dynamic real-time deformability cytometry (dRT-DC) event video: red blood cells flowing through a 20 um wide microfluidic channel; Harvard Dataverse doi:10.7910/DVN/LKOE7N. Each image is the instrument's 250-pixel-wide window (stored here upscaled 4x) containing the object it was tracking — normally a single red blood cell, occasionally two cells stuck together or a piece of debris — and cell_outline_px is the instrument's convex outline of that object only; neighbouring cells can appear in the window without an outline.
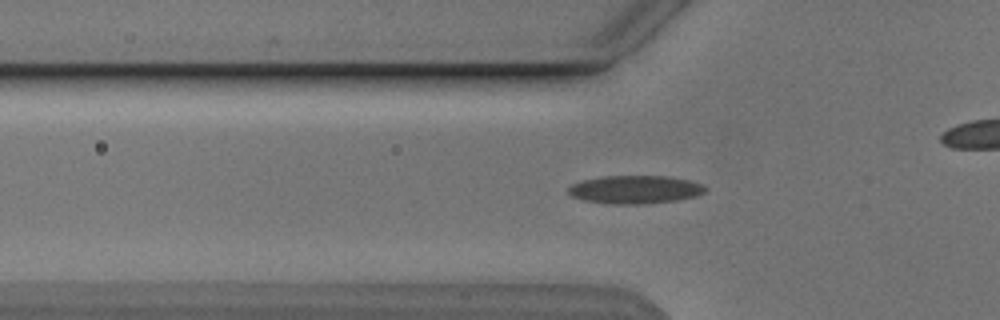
{"species": "Egyptian fruit bat (a non-hibernating species)", "species_latin": "Rousettus aegyptiacus", "temperature_condition": "cold", "stored_images_in_passage": 46, "camera_frame_rate_fps": 3000, "um_per_image_px": 0.085, "animal": {"sex": "male"}, "frame": {"image": 1, "passage_image": 17, "time_ms": 5.333, "image_size_px": [1000, 320], "cell_outline_px": [[708, 188], [704, 192], [696, 196], [676, 200], [644, 204], [604, 204], [584, 200], [572, 196], [568, 192], [568, 188], [572, 184], [580, 180], [600, 176], [668, 176], [688, 180], [704, 184]], "centroid_in_image_um": [53.97, 16.11], "position_along_channel_um": 71.8, "area_um2": 22.72}}
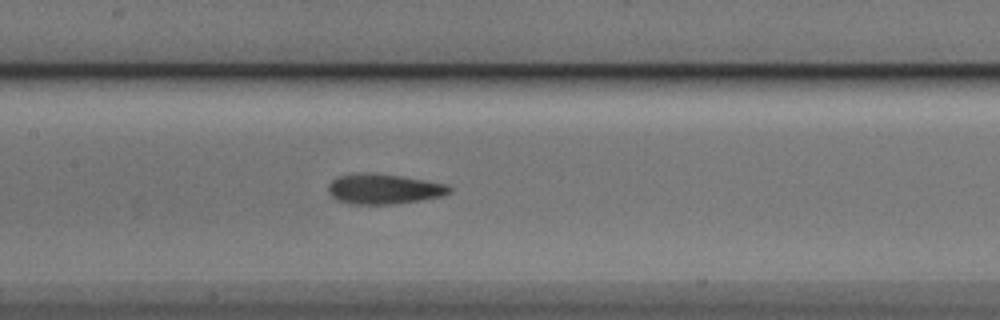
{"frame": {"image": 2, "passage_image": 25, "time_ms": 8.0, "image_size_px": [1000, 320], "cell_outline_px": [[452, 192], [444, 196], [424, 200], [392, 204], [348, 204], [336, 200], [328, 192], [328, 184], [336, 176], [360, 172], [368, 172], [404, 176], [448, 184], [452, 188]], "centroid_in_image_um": [32.64, 16.05], "position_along_channel_um": 174.8, "area_um2": 21.85}}
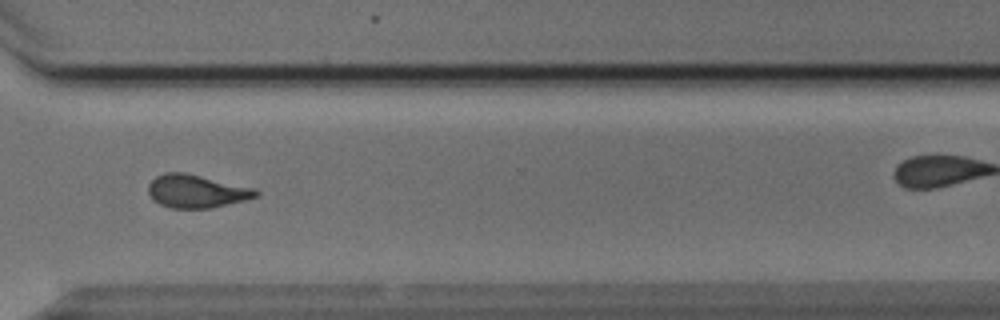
{"frame": {"image": 3, "passage_image": 39, "time_ms": 12.667, "image_size_px": [1000, 320], "cell_outline_px": [[260, 192], [256, 196], [244, 200], [208, 208], [172, 208], [160, 204], [148, 192], [148, 184], [156, 176], [164, 172], [184, 172], [256, 188]], "centroid_in_image_um": [16.7, 16.23], "position_along_channel_um": 353.9, "area_um2": 20.52}, "authors_computed_cell_mechanics": {"area_um2": 20.808, "velocity_mm_per_s": 3.8408, "shape_relaxation_time_tau1_ms": null, "shape_relaxation_time_tau2_ms": 2.1253, "deformation_change_tau1": null, "deformation_change_tau2": 0.0792}}